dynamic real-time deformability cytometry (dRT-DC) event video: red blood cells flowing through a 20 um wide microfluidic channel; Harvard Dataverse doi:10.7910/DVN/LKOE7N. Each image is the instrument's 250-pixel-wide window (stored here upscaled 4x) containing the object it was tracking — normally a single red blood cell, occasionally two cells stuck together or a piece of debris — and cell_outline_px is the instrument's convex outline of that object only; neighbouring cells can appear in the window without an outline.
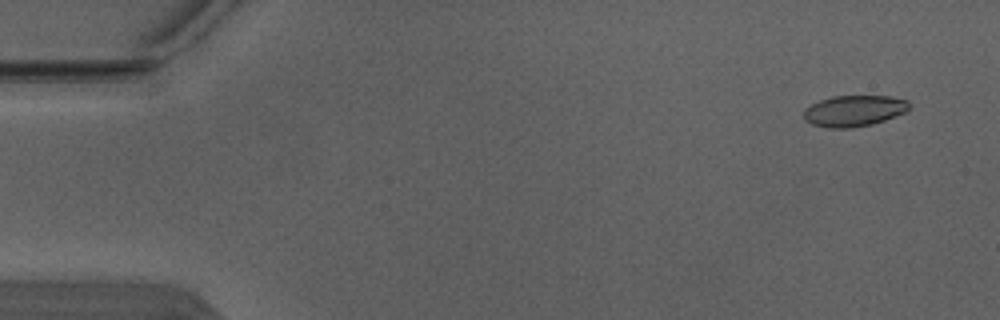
{"species": "Egyptian fruit bat (a non-hibernating species)", "species_latin": "Rousettus aegyptiacus", "temperature_condition": "warm", "stored_images_in_passage": 4, "camera_frame_rate_fps": 3000, "um_per_image_px": 0.085, "animal": {"sex": "male"}, "frame": {"image": 1, "passage_image": 1, "time_ms": 0.0, "image_size_px": [1000, 320], "cell_outline_px": [[912, 108], [896, 116], [872, 124], [852, 128], [828, 128], [812, 124], [804, 120], [804, 108], [820, 100], [832, 96], [892, 96], [908, 100]], "centroid_in_image_um": [72.61, 9.42], "position_along_channel_um": 12.4, "area_um2": 19.31}}
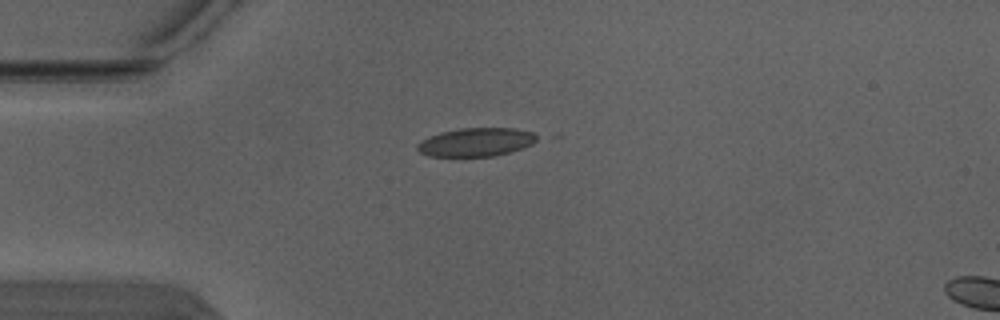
{"frame": {"image": 2, "passage_image": 3, "time_ms": 0.667, "image_size_px": [1000, 320], "cell_outline_px": [[540, 136], [532, 144], [508, 152], [492, 156], [428, 156], [420, 152], [416, 148], [416, 144], [420, 140], [440, 132], [460, 128], [516, 128], [532, 132]], "centroid_in_image_um": [40.44, 12.07], "position_along_channel_um": 44.6, "area_um2": 19.83}}